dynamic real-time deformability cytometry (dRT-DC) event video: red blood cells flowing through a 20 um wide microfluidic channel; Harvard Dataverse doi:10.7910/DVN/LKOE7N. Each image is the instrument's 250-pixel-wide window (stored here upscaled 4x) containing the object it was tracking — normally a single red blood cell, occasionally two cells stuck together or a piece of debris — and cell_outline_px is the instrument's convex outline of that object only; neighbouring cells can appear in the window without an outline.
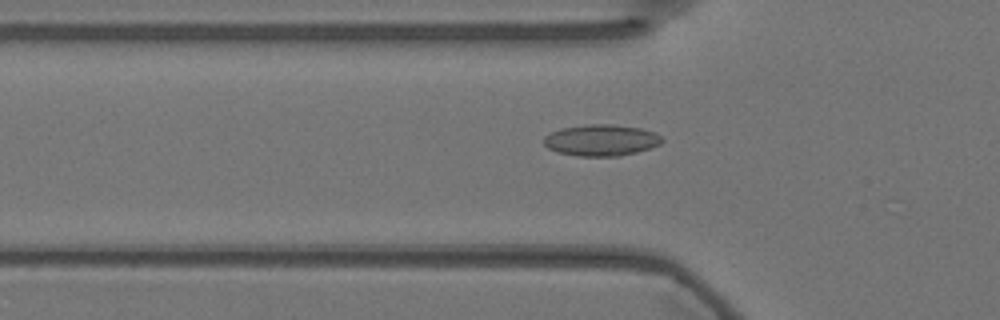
{"species": "Egyptian fruit bat (a non-hibernating species)", "species_latin": "Rousettus aegyptiacus", "temperature_condition": "warm", "stored_images_in_passage": 42, "camera_frame_rate_fps": 3000, "um_per_image_px": 0.085, "animal": {"sex": "female"}, "frame": {"image": 1, "passage_image": 19, "time_ms": 6.0, "image_size_px": [1000, 320], "cell_outline_px": [[664, 140], [660, 144], [652, 148], [620, 156], [580, 156], [556, 152], [548, 148], [544, 144], [544, 136], [560, 128], [592, 124], [612, 124], [640, 128], [656, 132]], "centroid_in_image_um": [51.12, 11.92], "position_along_channel_um": 74.7, "area_um2": 21.68}}
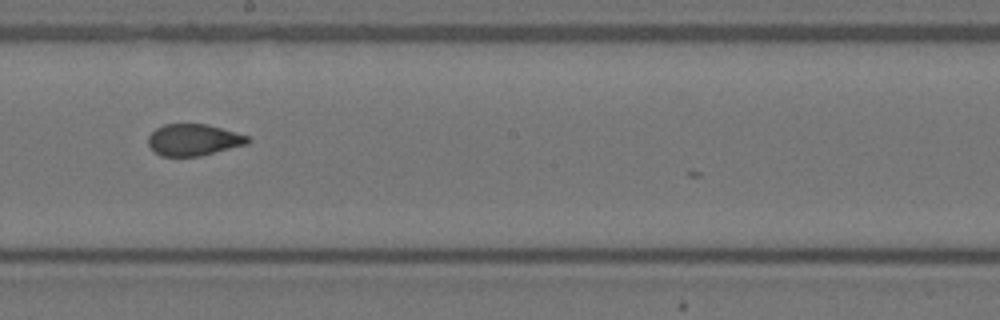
{"frame": {"image": 2, "passage_image": 32, "time_ms": 10.333, "image_size_px": [1000, 320], "cell_outline_px": [[252, 140], [248, 144], [200, 156], [160, 156], [148, 144], [148, 136], [156, 128], [164, 124], [208, 124], [248, 136]], "centroid_in_image_um": [16.47, 11.88], "position_along_channel_um": 231.7, "area_um2": 18.32}}
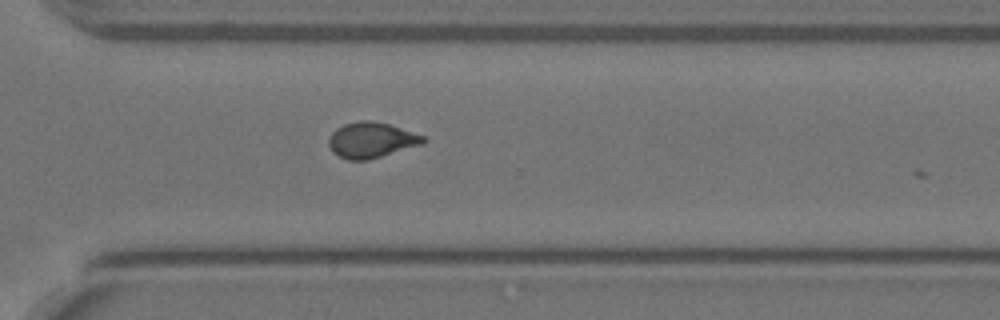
{"frame": {"image": 3, "passage_image": 41, "time_ms": 13.333, "image_size_px": [1000, 320], "cell_outline_px": [[428, 140], [424, 144], [368, 160], [348, 160], [332, 152], [328, 144], [328, 140], [332, 132], [336, 128], [344, 124], [360, 120], [372, 120], [388, 124], [424, 136]], "centroid_in_image_um": [31.56, 11.91], "position_along_channel_um": 339.0, "area_um2": 19.65}}